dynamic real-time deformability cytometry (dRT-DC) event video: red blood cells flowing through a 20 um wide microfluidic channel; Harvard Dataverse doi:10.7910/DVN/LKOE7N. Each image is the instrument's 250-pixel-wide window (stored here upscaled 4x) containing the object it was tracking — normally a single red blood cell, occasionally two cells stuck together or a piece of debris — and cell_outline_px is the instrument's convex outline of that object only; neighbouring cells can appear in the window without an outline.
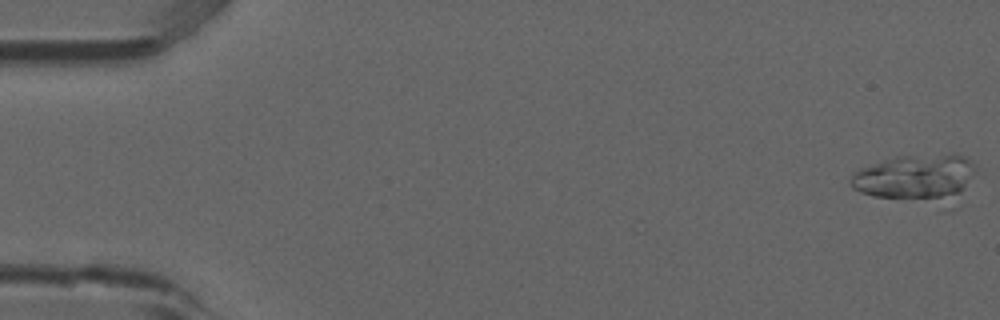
{"species": "common noctule bat (a hibernating species)", "species_latin": "Nyctalus noctula", "temperature_condition": "room temperature", "stored_images_in_passage": 9, "camera_frame_rate_fps": 3000, "um_per_image_px": 0.085, "animal": {"sex": "male", "forearm_length_mm": 52.5}, "frame": {"image": 1, "passage_image": 1, "time_ms": 0.0, "image_size_px": [1000, 320], "cell_outline_px": [[976, 164], [964, 188], [960, 192], [952, 196], [872, 196], [860, 192], [852, 188], [848, 184], [848, 180], [860, 168], [896, 156], [952, 152], [956, 152], [968, 156]], "centroid_in_image_um": [77.79, 14.93], "position_along_channel_um": 7.2, "area_um2": 31.91}}